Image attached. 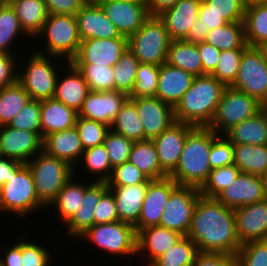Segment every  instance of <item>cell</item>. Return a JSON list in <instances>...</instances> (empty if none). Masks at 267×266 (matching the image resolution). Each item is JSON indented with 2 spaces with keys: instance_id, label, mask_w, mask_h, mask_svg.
<instances>
[{
  "instance_id": "6da1fadb",
  "label": "cell",
  "mask_w": 267,
  "mask_h": 266,
  "mask_svg": "<svg viewBox=\"0 0 267 266\" xmlns=\"http://www.w3.org/2000/svg\"><path fill=\"white\" fill-rule=\"evenodd\" d=\"M186 236L196 244L200 253L236 255L241 247L234 209L216 198H198Z\"/></svg>"
},
{
  "instance_id": "7a4b0ae2",
  "label": "cell",
  "mask_w": 267,
  "mask_h": 266,
  "mask_svg": "<svg viewBox=\"0 0 267 266\" xmlns=\"http://www.w3.org/2000/svg\"><path fill=\"white\" fill-rule=\"evenodd\" d=\"M225 88L226 85L211 74L194 77L190 88L174 108L175 121L208 127Z\"/></svg>"
},
{
  "instance_id": "3957f363",
  "label": "cell",
  "mask_w": 267,
  "mask_h": 266,
  "mask_svg": "<svg viewBox=\"0 0 267 266\" xmlns=\"http://www.w3.org/2000/svg\"><path fill=\"white\" fill-rule=\"evenodd\" d=\"M213 130L194 127L188 134L176 169L169 175L178 185L200 188L211 172L209 152Z\"/></svg>"
},
{
  "instance_id": "277c9868",
  "label": "cell",
  "mask_w": 267,
  "mask_h": 266,
  "mask_svg": "<svg viewBox=\"0 0 267 266\" xmlns=\"http://www.w3.org/2000/svg\"><path fill=\"white\" fill-rule=\"evenodd\" d=\"M32 173L38 199L48 207L74 175L76 170L68 162L40 151L26 163ZM75 171V172H74Z\"/></svg>"
},
{
  "instance_id": "5b68a950",
  "label": "cell",
  "mask_w": 267,
  "mask_h": 266,
  "mask_svg": "<svg viewBox=\"0 0 267 266\" xmlns=\"http://www.w3.org/2000/svg\"><path fill=\"white\" fill-rule=\"evenodd\" d=\"M46 37L47 51L36 52L53 57H63L65 62H71L78 54L81 38L78 31V24L75 15L48 14L37 36ZM67 60V61H66Z\"/></svg>"
},
{
  "instance_id": "8992f818",
  "label": "cell",
  "mask_w": 267,
  "mask_h": 266,
  "mask_svg": "<svg viewBox=\"0 0 267 266\" xmlns=\"http://www.w3.org/2000/svg\"><path fill=\"white\" fill-rule=\"evenodd\" d=\"M170 42L164 23L158 16H150L139 30L128 38V49L140 63L160 66L167 60Z\"/></svg>"
},
{
  "instance_id": "52a82bcc",
  "label": "cell",
  "mask_w": 267,
  "mask_h": 266,
  "mask_svg": "<svg viewBox=\"0 0 267 266\" xmlns=\"http://www.w3.org/2000/svg\"><path fill=\"white\" fill-rule=\"evenodd\" d=\"M42 207L46 206L38 199L32 173L28 165L23 164L15 176L1 186L0 211L26 217Z\"/></svg>"
},
{
  "instance_id": "ba28073f",
  "label": "cell",
  "mask_w": 267,
  "mask_h": 266,
  "mask_svg": "<svg viewBox=\"0 0 267 266\" xmlns=\"http://www.w3.org/2000/svg\"><path fill=\"white\" fill-rule=\"evenodd\" d=\"M262 103L232 86H226L208 128L224 135L234 125L256 115ZM221 132V133H220Z\"/></svg>"
},
{
  "instance_id": "9c48e42d",
  "label": "cell",
  "mask_w": 267,
  "mask_h": 266,
  "mask_svg": "<svg viewBox=\"0 0 267 266\" xmlns=\"http://www.w3.org/2000/svg\"><path fill=\"white\" fill-rule=\"evenodd\" d=\"M78 239L92 241L96 247L113 255L133 256L137 254V233L129 223L115 221L88 228Z\"/></svg>"
},
{
  "instance_id": "30bf717a",
  "label": "cell",
  "mask_w": 267,
  "mask_h": 266,
  "mask_svg": "<svg viewBox=\"0 0 267 266\" xmlns=\"http://www.w3.org/2000/svg\"><path fill=\"white\" fill-rule=\"evenodd\" d=\"M27 66L24 72L17 74V82L25 89L31 99L43 101L54 98L56 90V82L59 73H57L56 65L52 64L50 55L31 52ZM49 57V58H48Z\"/></svg>"
},
{
  "instance_id": "8fae6325",
  "label": "cell",
  "mask_w": 267,
  "mask_h": 266,
  "mask_svg": "<svg viewBox=\"0 0 267 266\" xmlns=\"http://www.w3.org/2000/svg\"><path fill=\"white\" fill-rule=\"evenodd\" d=\"M231 86L260 103L267 101V63L259 47L248 46L244 50L237 78Z\"/></svg>"
},
{
  "instance_id": "7c38bea8",
  "label": "cell",
  "mask_w": 267,
  "mask_h": 266,
  "mask_svg": "<svg viewBox=\"0 0 267 266\" xmlns=\"http://www.w3.org/2000/svg\"><path fill=\"white\" fill-rule=\"evenodd\" d=\"M200 196L199 189L196 187L177 185L171 191L159 226L186 236L191 226L195 205Z\"/></svg>"
},
{
  "instance_id": "4fadbf2b",
  "label": "cell",
  "mask_w": 267,
  "mask_h": 266,
  "mask_svg": "<svg viewBox=\"0 0 267 266\" xmlns=\"http://www.w3.org/2000/svg\"><path fill=\"white\" fill-rule=\"evenodd\" d=\"M43 150V138L37 132H29L0 126V155L23 164Z\"/></svg>"
},
{
  "instance_id": "5bb4252c",
  "label": "cell",
  "mask_w": 267,
  "mask_h": 266,
  "mask_svg": "<svg viewBox=\"0 0 267 266\" xmlns=\"http://www.w3.org/2000/svg\"><path fill=\"white\" fill-rule=\"evenodd\" d=\"M116 26L120 35L129 38L150 17L147 3L122 0H95Z\"/></svg>"
},
{
  "instance_id": "9a60e30c",
  "label": "cell",
  "mask_w": 267,
  "mask_h": 266,
  "mask_svg": "<svg viewBox=\"0 0 267 266\" xmlns=\"http://www.w3.org/2000/svg\"><path fill=\"white\" fill-rule=\"evenodd\" d=\"M135 105L145 132V140H152L173 123L174 108L158 97L129 98Z\"/></svg>"
},
{
  "instance_id": "2e32d148",
  "label": "cell",
  "mask_w": 267,
  "mask_h": 266,
  "mask_svg": "<svg viewBox=\"0 0 267 266\" xmlns=\"http://www.w3.org/2000/svg\"><path fill=\"white\" fill-rule=\"evenodd\" d=\"M128 48V38L120 36L113 39H89L80 44L72 63H90L113 67Z\"/></svg>"
},
{
  "instance_id": "e0dca14e",
  "label": "cell",
  "mask_w": 267,
  "mask_h": 266,
  "mask_svg": "<svg viewBox=\"0 0 267 266\" xmlns=\"http://www.w3.org/2000/svg\"><path fill=\"white\" fill-rule=\"evenodd\" d=\"M178 184L171 178L165 177L158 180H150L143 201L138 222L134 225L136 233L141 229L160 224L164 207L171 195V191Z\"/></svg>"
},
{
  "instance_id": "ac0fdd59",
  "label": "cell",
  "mask_w": 267,
  "mask_h": 266,
  "mask_svg": "<svg viewBox=\"0 0 267 266\" xmlns=\"http://www.w3.org/2000/svg\"><path fill=\"white\" fill-rule=\"evenodd\" d=\"M194 126L175 122L152 139L161 169L169 176L177 167L187 134Z\"/></svg>"
},
{
  "instance_id": "d6986e66",
  "label": "cell",
  "mask_w": 267,
  "mask_h": 266,
  "mask_svg": "<svg viewBox=\"0 0 267 266\" xmlns=\"http://www.w3.org/2000/svg\"><path fill=\"white\" fill-rule=\"evenodd\" d=\"M236 232L241 245L267 237V199L234 209Z\"/></svg>"
},
{
  "instance_id": "ffe728a7",
  "label": "cell",
  "mask_w": 267,
  "mask_h": 266,
  "mask_svg": "<svg viewBox=\"0 0 267 266\" xmlns=\"http://www.w3.org/2000/svg\"><path fill=\"white\" fill-rule=\"evenodd\" d=\"M129 96L120 91H90L78 112L79 117L111 126Z\"/></svg>"
},
{
  "instance_id": "44dd1931",
  "label": "cell",
  "mask_w": 267,
  "mask_h": 266,
  "mask_svg": "<svg viewBox=\"0 0 267 266\" xmlns=\"http://www.w3.org/2000/svg\"><path fill=\"white\" fill-rule=\"evenodd\" d=\"M81 41L120 37L116 26L95 0H89L75 15Z\"/></svg>"
},
{
  "instance_id": "7402d4cb",
  "label": "cell",
  "mask_w": 267,
  "mask_h": 266,
  "mask_svg": "<svg viewBox=\"0 0 267 266\" xmlns=\"http://www.w3.org/2000/svg\"><path fill=\"white\" fill-rule=\"evenodd\" d=\"M216 199L226 207L237 208L266 199L261 176L240 172Z\"/></svg>"
},
{
  "instance_id": "603a6c76",
  "label": "cell",
  "mask_w": 267,
  "mask_h": 266,
  "mask_svg": "<svg viewBox=\"0 0 267 266\" xmlns=\"http://www.w3.org/2000/svg\"><path fill=\"white\" fill-rule=\"evenodd\" d=\"M202 0H178L170 9L158 15L170 40H185L191 25L198 18Z\"/></svg>"
},
{
  "instance_id": "cb8c5ba5",
  "label": "cell",
  "mask_w": 267,
  "mask_h": 266,
  "mask_svg": "<svg viewBox=\"0 0 267 266\" xmlns=\"http://www.w3.org/2000/svg\"><path fill=\"white\" fill-rule=\"evenodd\" d=\"M194 77L183 69L165 62L160 65L156 97L175 108L190 88Z\"/></svg>"
},
{
  "instance_id": "d4e9b609",
  "label": "cell",
  "mask_w": 267,
  "mask_h": 266,
  "mask_svg": "<svg viewBox=\"0 0 267 266\" xmlns=\"http://www.w3.org/2000/svg\"><path fill=\"white\" fill-rule=\"evenodd\" d=\"M183 235L162 226H150L137 233V254L147 255L149 266L154 260L170 250ZM148 253V254H147ZM149 255V256H148Z\"/></svg>"
},
{
  "instance_id": "484cf974",
  "label": "cell",
  "mask_w": 267,
  "mask_h": 266,
  "mask_svg": "<svg viewBox=\"0 0 267 266\" xmlns=\"http://www.w3.org/2000/svg\"><path fill=\"white\" fill-rule=\"evenodd\" d=\"M92 183L85 189L83 204L74 215L64 224L67 235L76 239L88 228L94 226V210L101 196L109 189L107 182Z\"/></svg>"
},
{
  "instance_id": "4316f807",
  "label": "cell",
  "mask_w": 267,
  "mask_h": 266,
  "mask_svg": "<svg viewBox=\"0 0 267 266\" xmlns=\"http://www.w3.org/2000/svg\"><path fill=\"white\" fill-rule=\"evenodd\" d=\"M43 151L47 154L68 162L72 167L81 162L84 147L76 126L52 133L43 138Z\"/></svg>"
},
{
  "instance_id": "83f0119b",
  "label": "cell",
  "mask_w": 267,
  "mask_h": 266,
  "mask_svg": "<svg viewBox=\"0 0 267 266\" xmlns=\"http://www.w3.org/2000/svg\"><path fill=\"white\" fill-rule=\"evenodd\" d=\"M65 65L68 66L69 75L61 80L58 75L54 98L78 113L90 92L89 86L72 62H66Z\"/></svg>"
},
{
  "instance_id": "f1b7e54d",
  "label": "cell",
  "mask_w": 267,
  "mask_h": 266,
  "mask_svg": "<svg viewBox=\"0 0 267 266\" xmlns=\"http://www.w3.org/2000/svg\"><path fill=\"white\" fill-rule=\"evenodd\" d=\"M108 188L116 203L118 221L134 226L141 214L148 183Z\"/></svg>"
},
{
  "instance_id": "f546056e",
  "label": "cell",
  "mask_w": 267,
  "mask_h": 266,
  "mask_svg": "<svg viewBox=\"0 0 267 266\" xmlns=\"http://www.w3.org/2000/svg\"><path fill=\"white\" fill-rule=\"evenodd\" d=\"M78 113L55 98L41 101V136L72 128Z\"/></svg>"
},
{
  "instance_id": "4dcf8cb0",
  "label": "cell",
  "mask_w": 267,
  "mask_h": 266,
  "mask_svg": "<svg viewBox=\"0 0 267 266\" xmlns=\"http://www.w3.org/2000/svg\"><path fill=\"white\" fill-rule=\"evenodd\" d=\"M224 136L233 144L267 145V118L261 110L234 125Z\"/></svg>"
},
{
  "instance_id": "1f68e13d",
  "label": "cell",
  "mask_w": 267,
  "mask_h": 266,
  "mask_svg": "<svg viewBox=\"0 0 267 266\" xmlns=\"http://www.w3.org/2000/svg\"><path fill=\"white\" fill-rule=\"evenodd\" d=\"M8 3L14 9L25 34L36 38L48 17L44 0H9Z\"/></svg>"
},
{
  "instance_id": "d6a6232c",
  "label": "cell",
  "mask_w": 267,
  "mask_h": 266,
  "mask_svg": "<svg viewBox=\"0 0 267 266\" xmlns=\"http://www.w3.org/2000/svg\"><path fill=\"white\" fill-rule=\"evenodd\" d=\"M245 40L248 46L259 47L267 42V1L247 4L244 15Z\"/></svg>"
},
{
  "instance_id": "836d02e7",
  "label": "cell",
  "mask_w": 267,
  "mask_h": 266,
  "mask_svg": "<svg viewBox=\"0 0 267 266\" xmlns=\"http://www.w3.org/2000/svg\"><path fill=\"white\" fill-rule=\"evenodd\" d=\"M166 63L183 69L195 77L203 75L202 60L197 45L185 40H172L170 42Z\"/></svg>"
},
{
  "instance_id": "e575fe53",
  "label": "cell",
  "mask_w": 267,
  "mask_h": 266,
  "mask_svg": "<svg viewBox=\"0 0 267 266\" xmlns=\"http://www.w3.org/2000/svg\"><path fill=\"white\" fill-rule=\"evenodd\" d=\"M72 176L58 193L56 198L51 202V206L55 208L57 214L66 223L83 204L85 189L92 183L82 184L74 181ZM55 206V207H54Z\"/></svg>"
},
{
  "instance_id": "d590c367",
  "label": "cell",
  "mask_w": 267,
  "mask_h": 266,
  "mask_svg": "<svg viewBox=\"0 0 267 266\" xmlns=\"http://www.w3.org/2000/svg\"><path fill=\"white\" fill-rule=\"evenodd\" d=\"M150 180H158L168 177L161 169L157 151L152 140L135 141L129 159Z\"/></svg>"
},
{
  "instance_id": "8d00e7d4",
  "label": "cell",
  "mask_w": 267,
  "mask_h": 266,
  "mask_svg": "<svg viewBox=\"0 0 267 266\" xmlns=\"http://www.w3.org/2000/svg\"><path fill=\"white\" fill-rule=\"evenodd\" d=\"M233 164L243 173L263 175L267 168V145L234 144Z\"/></svg>"
},
{
  "instance_id": "74e56055",
  "label": "cell",
  "mask_w": 267,
  "mask_h": 266,
  "mask_svg": "<svg viewBox=\"0 0 267 266\" xmlns=\"http://www.w3.org/2000/svg\"><path fill=\"white\" fill-rule=\"evenodd\" d=\"M110 129L134 142L145 140L143 123L137 112L136 105L130 99L121 107Z\"/></svg>"
},
{
  "instance_id": "f35d334b",
  "label": "cell",
  "mask_w": 267,
  "mask_h": 266,
  "mask_svg": "<svg viewBox=\"0 0 267 266\" xmlns=\"http://www.w3.org/2000/svg\"><path fill=\"white\" fill-rule=\"evenodd\" d=\"M206 43L213 45L220 51L229 49H246L243 22L227 23L216 29L210 30L206 37Z\"/></svg>"
},
{
  "instance_id": "ab89813d",
  "label": "cell",
  "mask_w": 267,
  "mask_h": 266,
  "mask_svg": "<svg viewBox=\"0 0 267 266\" xmlns=\"http://www.w3.org/2000/svg\"><path fill=\"white\" fill-rule=\"evenodd\" d=\"M30 99L18 82L0 89V126L8 125Z\"/></svg>"
},
{
  "instance_id": "60d3db41",
  "label": "cell",
  "mask_w": 267,
  "mask_h": 266,
  "mask_svg": "<svg viewBox=\"0 0 267 266\" xmlns=\"http://www.w3.org/2000/svg\"><path fill=\"white\" fill-rule=\"evenodd\" d=\"M198 253L196 244L189 237L183 236L177 244L149 266H192Z\"/></svg>"
},
{
  "instance_id": "b9f144b4",
  "label": "cell",
  "mask_w": 267,
  "mask_h": 266,
  "mask_svg": "<svg viewBox=\"0 0 267 266\" xmlns=\"http://www.w3.org/2000/svg\"><path fill=\"white\" fill-rule=\"evenodd\" d=\"M85 79L90 91H115L112 67L90 63H73Z\"/></svg>"
},
{
  "instance_id": "7bdbcfd3",
  "label": "cell",
  "mask_w": 267,
  "mask_h": 266,
  "mask_svg": "<svg viewBox=\"0 0 267 266\" xmlns=\"http://www.w3.org/2000/svg\"><path fill=\"white\" fill-rule=\"evenodd\" d=\"M139 63L138 59L127 48L121 55L120 59L112 67L116 91L123 92L128 96L131 94L135 85L136 72Z\"/></svg>"
},
{
  "instance_id": "ee69618b",
  "label": "cell",
  "mask_w": 267,
  "mask_h": 266,
  "mask_svg": "<svg viewBox=\"0 0 267 266\" xmlns=\"http://www.w3.org/2000/svg\"><path fill=\"white\" fill-rule=\"evenodd\" d=\"M20 26L18 17L9 3L0 6V53L11 54V44L22 34L29 37ZM10 51V52H9Z\"/></svg>"
},
{
  "instance_id": "f6af8a7d",
  "label": "cell",
  "mask_w": 267,
  "mask_h": 266,
  "mask_svg": "<svg viewBox=\"0 0 267 266\" xmlns=\"http://www.w3.org/2000/svg\"><path fill=\"white\" fill-rule=\"evenodd\" d=\"M240 172L234 164L212 169L207 180L199 188V193L204 197L216 198Z\"/></svg>"
},
{
  "instance_id": "bcb514c9",
  "label": "cell",
  "mask_w": 267,
  "mask_h": 266,
  "mask_svg": "<svg viewBox=\"0 0 267 266\" xmlns=\"http://www.w3.org/2000/svg\"><path fill=\"white\" fill-rule=\"evenodd\" d=\"M81 158L84 168L93 175L96 174L94 181L106 182L110 178L113 168L104 144L84 150Z\"/></svg>"
},
{
  "instance_id": "7dc6e473",
  "label": "cell",
  "mask_w": 267,
  "mask_h": 266,
  "mask_svg": "<svg viewBox=\"0 0 267 266\" xmlns=\"http://www.w3.org/2000/svg\"><path fill=\"white\" fill-rule=\"evenodd\" d=\"M247 3L244 0H202L199 12H215L227 22H243Z\"/></svg>"
},
{
  "instance_id": "c3c4849f",
  "label": "cell",
  "mask_w": 267,
  "mask_h": 266,
  "mask_svg": "<svg viewBox=\"0 0 267 266\" xmlns=\"http://www.w3.org/2000/svg\"><path fill=\"white\" fill-rule=\"evenodd\" d=\"M160 66L139 63L134 88L129 98L156 97Z\"/></svg>"
},
{
  "instance_id": "681fc988",
  "label": "cell",
  "mask_w": 267,
  "mask_h": 266,
  "mask_svg": "<svg viewBox=\"0 0 267 266\" xmlns=\"http://www.w3.org/2000/svg\"><path fill=\"white\" fill-rule=\"evenodd\" d=\"M244 50L245 49H229L221 51L218 64L211 75L226 86H231L237 78Z\"/></svg>"
},
{
  "instance_id": "f907efd6",
  "label": "cell",
  "mask_w": 267,
  "mask_h": 266,
  "mask_svg": "<svg viewBox=\"0 0 267 266\" xmlns=\"http://www.w3.org/2000/svg\"><path fill=\"white\" fill-rule=\"evenodd\" d=\"M84 150L104 143L110 126L90 119L77 116L75 124Z\"/></svg>"
},
{
  "instance_id": "816d5d0a",
  "label": "cell",
  "mask_w": 267,
  "mask_h": 266,
  "mask_svg": "<svg viewBox=\"0 0 267 266\" xmlns=\"http://www.w3.org/2000/svg\"><path fill=\"white\" fill-rule=\"evenodd\" d=\"M103 144L114 168L128 161L134 141L110 129Z\"/></svg>"
},
{
  "instance_id": "f5cc1de1",
  "label": "cell",
  "mask_w": 267,
  "mask_h": 266,
  "mask_svg": "<svg viewBox=\"0 0 267 266\" xmlns=\"http://www.w3.org/2000/svg\"><path fill=\"white\" fill-rule=\"evenodd\" d=\"M40 114L41 101L30 99L9 122L8 126L29 132H37L41 135Z\"/></svg>"
},
{
  "instance_id": "db71d44e",
  "label": "cell",
  "mask_w": 267,
  "mask_h": 266,
  "mask_svg": "<svg viewBox=\"0 0 267 266\" xmlns=\"http://www.w3.org/2000/svg\"><path fill=\"white\" fill-rule=\"evenodd\" d=\"M150 179L130 161L115 166L110 178L106 181L108 187L133 186L148 183Z\"/></svg>"
},
{
  "instance_id": "11a10c76",
  "label": "cell",
  "mask_w": 267,
  "mask_h": 266,
  "mask_svg": "<svg viewBox=\"0 0 267 266\" xmlns=\"http://www.w3.org/2000/svg\"><path fill=\"white\" fill-rule=\"evenodd\" d=\"M235 256L238 266H267V244L263 240L245 243Z\"/></svg>"
},
{
  "instance_id": "9f6ffc18",
  "label": "cell",
  "mask_w": 267,
  "mask_h": 266,
  "mask_svg": "<svg viewBox=\"0 0 267 266\" xmlns=\"http://www.w3.org/2000/svg\"><path fill=\"white\" fill-rule=\"evenodd\" d=\"M234 144L224 135H217L213 131V143L209 152L211 169L233 164Z\"/></svg>"
},
{
  "instance_id": "6f0895ef",
  "label": "cell",
  "mask_w": 267,
  "mask_h": 266,
  "mask_svg": "<svg viewBox=\"0 0 267 266\" xmlns=\"http://www.w3.org/2000/svg\"><path fill=\"white\" fill-rule=\"evenodd\" d=\"M22 266H49L51 264V253L49 250L36 244L27 242L22 236ZM26 241V242H25Z\"/></svg>"
},
{
  "instance_id": "680465c9",
  "label": "cell",
  "mask_w": 267,
  "mask_h": 266,
  "mask_svg": "<svg viewBox=\"0 0 267 266\" xmlns=\"http://www.w3.org/2000/svg\"><path fill=\"white\" fill-rule=\"evenodd\" d=\"M118 221L116 203L108 189L100 198L94 210V225Z\"/></svg>"
},
{
  "instance_id": "91938a15",
  "label": "cell",
  "mask_w": 267,
  "mask_h": 266,
  "mask_svg": "<svg viewBox=\"0 0 267 266\" xmlns=\"http://www.w3.org/2000/svg\"><path fill=\"white\" fill-rule=\"evenodd\" d=\"M89 0H44L48 14L76 15Z\"/></svg>"
},
{
  "instance_id": "94428289",
  "label": "cell",
  "mask_w": 267,
  "mask_h": 266,
  "mask_svg": "<svg viewBox=\"0 0 267 266\" xmlns=\"http://www.w3.org/2000/svg\"><path fill=\"white\" fill-rule=\"evenodd\" d=\"M192 266H238L235 255L198 253Z\"/></svg>"
},
{
  "instance_id": "6125c7cd",
  "label": "cell",
  "mask_w": 267,
  "mask_h": 266,
  "mask_svg": "<svg viewBox=\"0 0 267 266\" xmlns=\"http://www.w3.org/2000/svg\"><path fill=\"white\" fill-rule=\"evenodd\" d=\"M16 64V65H15ZM16 58L13 54L0 53V89L10 86L17 82Z\"/></svg>"
},
{
  "instance_id": "be15d7a7",
  "label": "cell",
  "mask_w": 267,
  "mask_h": 266,
  "mask_svg": "<svg viewBox=\"0 0 267 266\" xmlns=\"http://www.w3.org/2000/svg\"><path fill=\"white\" fill-rule=\"evenodd\" d=\"M196 45L202 60L203 75L211 74L218 64L221 51L206 42H199Z\"/></svg>"
},
{
  "instance_id": "e7e4bbea",
  "label": "cell",
  "mask_w": 267,
  "mask_h": 266,
  "mask_svg": "<svg viewBox=\"0 0 267 266\" xmlns=\"http://www.w3.org/2000/svg\"><path fill=\"white\" fill-rule=\"evenodd\" d=\"M23 163L0 155V186L10 181L11 176H15L16 171Z\"/></svg>"
},
{
  "instance_id": "03108f58",
  "label": "cell",
  "mask_w": 267,
  "mask_h": 266,
  "mask_svg": "<svg viewBox=\"0 0 267 266\" xmlns=\"http://www.w3.org/2000/svg\"><path fill=\"white\" fill-rule=\"evenodd\" d=\"M18 241L5 250V257H0L1 266H22V238Z\"/></svg>"
},
{
  "instance_id": "003e7915",
  "label": "cell",
  "mask_w": 267,
  "mask_h": 266,
  "mask_svg": "<svg viewBox=\"0 0 267 266\" xmlns=\"http://www.w3.org/2000/svg\"><path fill=\"white\" fill-rule=\"evenodd\" d=\"M198 18L201 20L204 31H210L227 24L221 15L215 12H199Z\"/></svg>"
},
{
  "instance_id": "a7ac6f4b",
  "label": "cell",
  "mask_w": 267,
  "mask_h": 266,
  "mask_svg": "<svg viewBox=\"0 0 267 266\" xmlns=\"http://www.w3.org/2000/svg\"><path fill=\"white\" fill-rule=\"evenodd\" d=\"M208 32L209 31H204L200 18H197L191 25V28L188 31V37L185 41L194 44L205 42Z\"/></svg>"
},
{
  "instance_id": "89a4df30",
  "label": "cell",
  "mask_w": 267,
  "mask_h": 266,
  "mask_svg": "<svg viewBox=\"0 0 267 266\" xmlns=\"http://www.w3.org/2000/svg\"><path fill=\"white\" fill-rule=\"evenodd\" d=\"M178 0H147V8L150 16H158L162 12L173 7Z\"/></svg>"
},
{
  "instance_id": "2644e50d",
  "label": "cell",
  "mask_w": 267,
  "mask_h": 266,
  "mask_svg": "<svg viewBox=\"0 0 267 266\" xmlns=\"http://www.w3.org/2000/svg\"><path fill=\"white\" fill-rule=\"evenodd\" d=\"M261 179L263 182V189H264V194L267 199V175H261Z\"/></svg>"
},
{
  "instance_id": "8c879c8a",
  "label": "cell",
  "mask_w": 267,
  "mask_h": 266,
  "mask_svg": "<svg viewBox=\"0 0 267 266\" xmlns=\"http://www.w3.org/2000/svg\"><path fill=\"white\" fill-rule=\"evenodd\" d=\"M259 49L262 51L264 59L266 60V63H267V42L260 45Z\"/></svg>"
},
{
  "instance_id": "753ad0ef",
  "label": "cell",
  "mask_w": 267,
  "mask_h": 266,
  "mask_svg": "<svg viewBox=\"0 0 267 266\" xmlns=\"http://www.w3.org/2000/svg\"><path fill=\"white\" fill-rule=\"evenodd\" d=\"M261 110L263 111V113L265 114V116L267 118V101H265L264 103H262Z\"/></svg>"
},
{
  "instance_id": "34e18365",
  "label": "cell",
  "mask_w": 267,
  "mask_h": 266,
  "mask_svg": "<svg viewBox=\"0 0 267 266\" xmlns=\"http://www.w3.org/2000/svg\"><path fill=\"white\" fill-rule=\"evenodd\" d=\"M122 1L136 2V3H147V0H122Z\"/></svg>"
},
{
  "instance_id": "11e5206c",
  "label": "cell",
  "mask_w": 267,
  "mask_h": 266,
  "mask_svg": "<svg viewBox=\"0 0 267 266\" xmlns=\"http://www.w3.org/2000/svg\"><path fill=\"white\" fill-rule=\"evenodd\" d=\"M247 4L253 3V2H260V1H267V0H244Z\"/></svg>"
},
{
  "instance_id": "2a66077c",
  "label": "cell",
  "mask_w": 267,
  "mask_h": 266,
  "mask_svg": "<svg viewBox=\"0 0 267 266\" xmlns=\"http://www.w3.org/2000/svg\"><path fill=\"white\" fill-rule=\"evenodd\" d=\"M9 0H0V6L8 3Z\"/></svg>"
},
{
  "instance_id": "b9fcfbb0",
  "label": "cell",
  "mask_w": 267,
  "mask_h": 266,
  "mask_svg": "<svg viewBox=\"0 0 267 266\" xmlns=\"http://www.w3.org/2000/svg\"><path fill=\"white\" fill-rule=\"evenodd\" d=\"M263 241L267 244V237Z\"/></svg>"
}]
</instances>
